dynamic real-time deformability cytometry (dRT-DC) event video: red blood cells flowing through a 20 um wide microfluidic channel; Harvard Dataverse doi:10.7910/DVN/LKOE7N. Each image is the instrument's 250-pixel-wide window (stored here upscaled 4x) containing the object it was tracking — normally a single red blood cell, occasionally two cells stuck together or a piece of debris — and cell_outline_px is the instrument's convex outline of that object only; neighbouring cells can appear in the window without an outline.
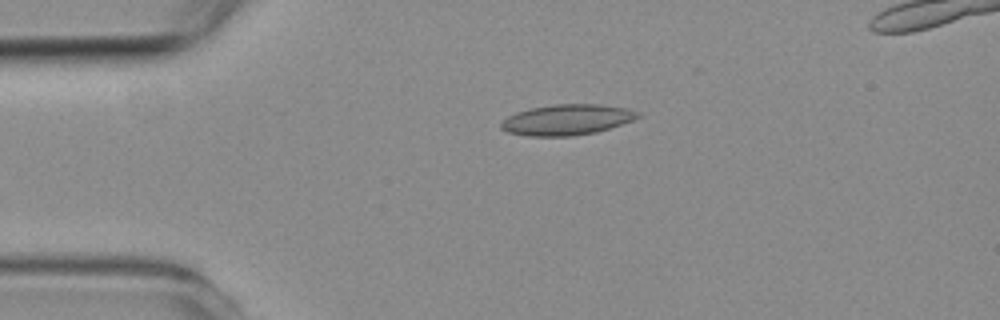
{"species": "common noctule bat (a hibernating species)", "species_latin": "Nyctalus noctula", "temperature_condition": "room temperature", "stored_images_in_passage": 3, "camera_frame_rate_fps": 3000, "um_per_image_px": 0.085, "animal": {"sex": "female", "body_mass_g": 19.3, "forearm_length_mm": 54.1}, "frame": {"image": 1, "passage_image": 3, "time_ms": 2.333, "image_size_px": [1000, 320], "cell_outline_px": [[640, 116], [632, 120], [596, 132], [572, 136], [528, 136], [508, 132], [500, 128], [500, 124], [508, 116], [516, 112], [532, 108], [556, 104], [600, 104], [628, 108], [640, 112]], "centroid_in_image_um": [48.19, 10.17], "position_along_channel_um": 36.8, "area_um2": 24.28}}